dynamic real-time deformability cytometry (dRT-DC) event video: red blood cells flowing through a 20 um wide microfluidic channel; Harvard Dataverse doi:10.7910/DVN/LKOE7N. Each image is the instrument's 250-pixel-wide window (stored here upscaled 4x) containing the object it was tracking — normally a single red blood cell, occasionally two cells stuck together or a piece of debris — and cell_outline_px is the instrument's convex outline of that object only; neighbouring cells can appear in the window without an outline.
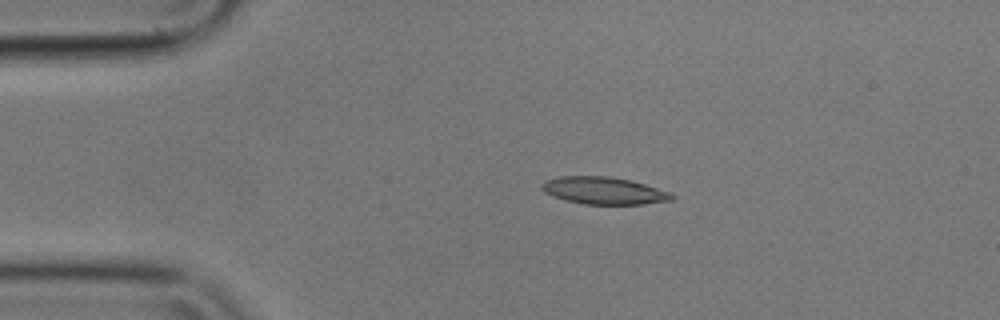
{"species": "common noctule bat (a hibernating species)", "species_latin": "Nyctalus noctula", "temperature_condition": "cold", "stored_images_in_passage": 4, "camera_frame_rate_fps": 3000, "um_per_image_px": 0.085, "animal": {"sex": "male", "body_mass_g": 17.9}, "frame": {"image": 1, "passage_image": 2, "time_ms": 0.333, "image_size_px": [1000, 320], "cell_outline_px": [[676, 196], [672, 200], [644, 204], [584, 204], [564, 200], [552, 196], [544, 192], [540, 188], [540, 184], [544, 180], [560, 176], [608, 176], [632, 180], [672, 192]], "centroid_in_image_um": [51.32, 16.2], "position_along_channel_um": 33.7, "area_um2": 20.98}}